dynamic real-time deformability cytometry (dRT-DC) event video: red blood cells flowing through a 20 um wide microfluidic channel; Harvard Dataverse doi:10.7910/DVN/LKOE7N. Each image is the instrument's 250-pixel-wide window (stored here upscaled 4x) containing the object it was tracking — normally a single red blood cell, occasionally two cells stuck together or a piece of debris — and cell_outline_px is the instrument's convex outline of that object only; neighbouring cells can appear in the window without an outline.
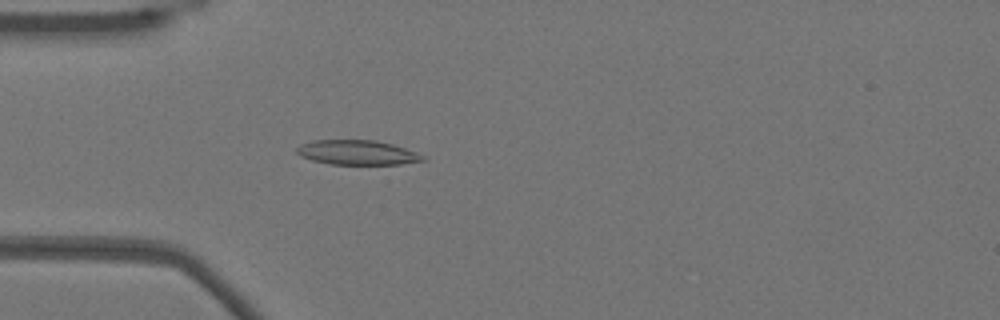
{"species": "Egyptian fruit bat (a non-hibernating species)", "species_latin": "Rousettus aegyptiacus", "temperature_condition": "warm", "stored_images_in_passage": 44, "camera_frame_rate_fps": 3000, "um_per_image_px": 0.085, "animal": {"sex": "female"}, "frame": {"image": 1, "passage_image": 10, "time_ms": 3.0, "image_size_px": [1000, 320], "cell_outline_px": [[428, 160], [400, 164], [332, 164], [312, 160], [300, 156], [296, 152], [296, 148], [300, 144], [312, 140], [376, 140], [392, 144], [428, 156]], "centroid_in_image_um": [30.39, 12.96], "position_along_channel_um": 54.6, "area_um2": 18.21}}
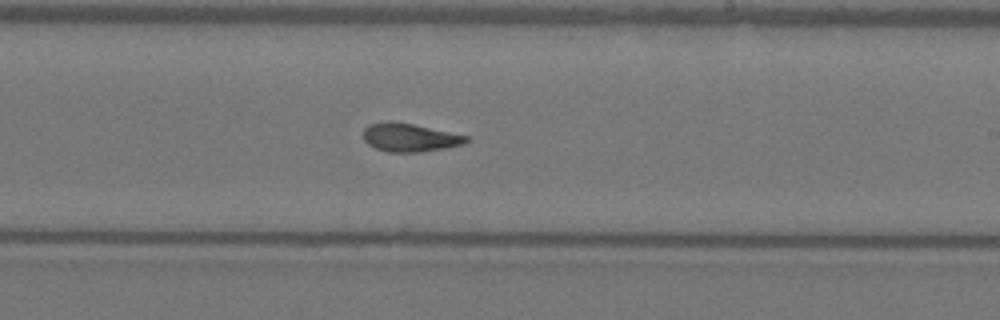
{"frame": {"image": 2, "passage_image": 26, "time_ms": 8.333, "image_size_px": [1000, 320], "cell_outline_px": [[468, 140], [464, 144], [444, 148], [420, 152], [388, 152], [376, 148], [368, 144], [364, 140], [364, 128], [368, 124], [384, 120], [392, 120], [412, 124], [468, 136]], "centroid_in_image_um": [34.77, 11.67], "position_along_channel_um": 254.2, "area_um2": 16.99}}
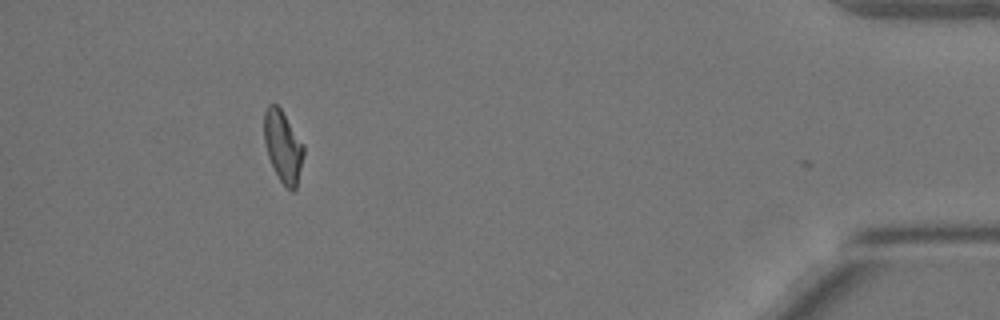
{"frame": {"image": 3, "passage_image": 43, "time_ms": 14.0, "image_size_px": [1000, 320], "cell_outline_px": [[304, 152], [296, 188], [292, 192], [280, 180], [268, 156], [264, 144], [264, 112], [268, 104], [276, 104], [280, 108], [304, 144]], "centroid_in_image_um": [24.05, 12.42], "position_along_channel_um": 411.2, "area_um2": 16.3}, "authors_computed_cell_mechanics": {"area_um2": 17.1666, "velocity_mm_per_s": 3.8492, "shape_relaxation_time_tau1_ms": null, "shape_relaxation_time_tau2_ms": 3.4868, "deformation_change_tau1": null, "deformation_change_tau2": 0.0916}}